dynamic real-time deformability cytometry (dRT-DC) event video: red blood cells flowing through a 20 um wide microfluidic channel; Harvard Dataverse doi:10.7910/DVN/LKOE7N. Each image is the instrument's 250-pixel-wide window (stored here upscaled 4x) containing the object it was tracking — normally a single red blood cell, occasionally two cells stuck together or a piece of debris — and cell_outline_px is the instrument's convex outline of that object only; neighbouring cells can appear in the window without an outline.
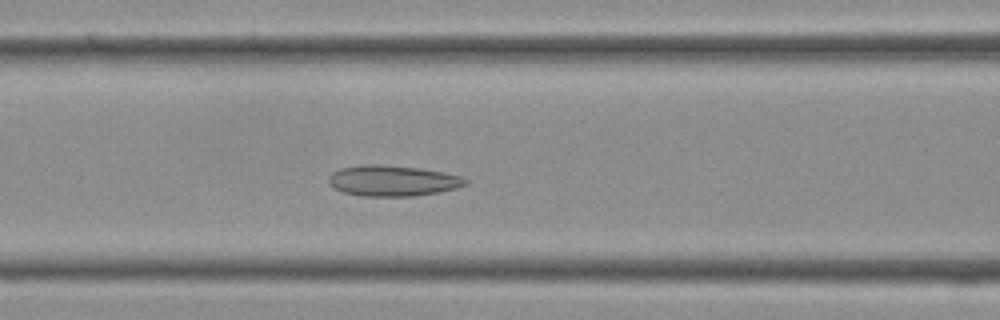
{"species": "Egyptian fruit bat (a non-hibernating species)", "species_latin": "Rousettus aegyptiacus", "temperature_condition": "cold", "stored_images_in_passage": 20, "camera_frame_rate_fps": 3000, "um_per_image_px": 0.085, "frame": {"image": 1, "passage_image": 5, "time_ms": 1.333, "image_size_px": [1000, 320], "cell_outline_px": [[468, 184], [456, 188], [440, 192], [412, 196], [360, 196], [344, 192], [332, 188], [328, 184], [328, 176], [332, 172], [340, 168], [364, 164], [376, 164], [420, 168], [444, 172], [464, 176], [468, 180]], "centroid_in_image_um": [33.37, 15.36], "position_along_channel_um": 133.2, "area_um2": 24.85}}
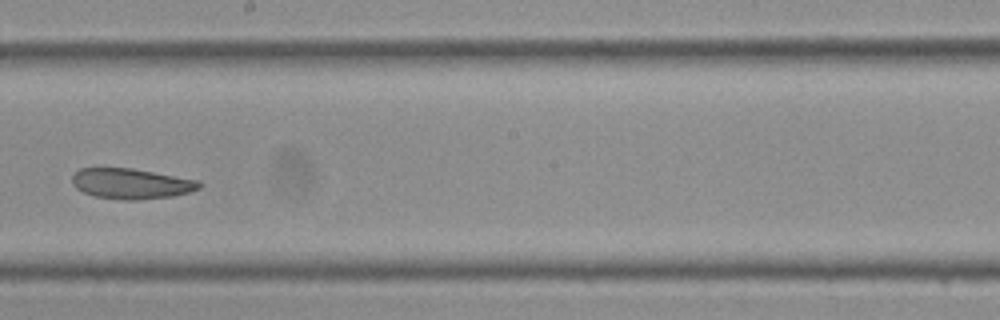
{"frame": {"image": 2, "passage_image": 11, "time_ms": 3.333, "image_size_px": [1000, 320], "cell_outline_px": [[204, 184], [200, 188], [188, 192], [172, 196], [136, 200], [124, 200], [96, 196], [84, 192], [76, 188], [72, 184], [72, 176], [80, 168], [132, 168], [200, 180]], "centroid_in_image_um": [11.18, 15.6], "position_along_channel_um": 237.0, "area_um2": 22.54}}
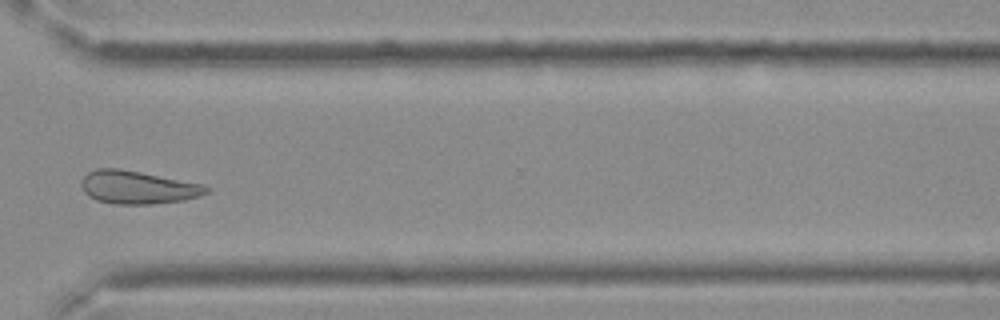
{"frame": {"image": 3, "passage_image": 18, "time_ms": 5.667, "image_size_px": [1000, 320], "cell_outline_px": [[208, 192], [200, 196], [184, 200], [148, 204], [116, 204], [96, 200], [88, 196], [84, 192], [80, 184], [84, 176], [88, 172], [96, 168], [120, 168], [204, 184], [208, 188]], "centroid_in_image_um": [11.68, 15.92], "position_along_channel_um": 358.9, "area_um2": 24.1}}